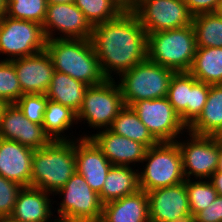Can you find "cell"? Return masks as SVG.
<instances>
[{"label":"cell","instance_id":"48","mask_svg":"<svg viewBox=\"0 0 222 222\" xmlns=\"http://www.w3.org/2000/svg\"><path fill=\"white\" fill-rule=\"evenodd\" d=\"M215 137L222 143V129Z\"/></svg>","mask_w":222,"mask_h":222},{"label":"cell","instance_id":"27","mask_svg":"<svg viewBox=\"0 0 222 222\" xmlns=\"http://www.w3.org/2000/svg\"><path fill=\"white\" fill-rule=\"evenodd\" d=\"M117 135L134 140L147 148L157 145L159 142L152 136L147 127L140 121L137 113L130 106H124L113 120L109 128Z\"/></svg>","mask_w":222,"mask_h":222},{"label":"cell","instance_id":"30","mask_svg":"<svg viewBox=\"0 0 222 222\" xmlns=\"http://www.w3.org/2000/svg\"><path fill=\"white\" fill-rule=\"evenodd\" d=\"M74 4L93 27L115 19L124 11L114 0H74Z\"/></svg>","mask_w":222,"mask_h":222},{"label":"cell","instance_id":"32","mask_svg":"<svg viewBox=\"0 0 222 222\" xmlns=\"http://www.w3.org/2000/svg\"><path fill=\"white\" fill-rule=\"evenodd\" d=\"M190 211L196 215L206 209L218 196L217 191L208 179H186Z\"/></svg>","mask_w":222,"mask_h":222},{"label":"cell","instance_id":"13","mask_svg":"<svg viewBox=\"0 0 222 222\" xmlns=\"http://www.w3.org/2000/svg\"><path fill=\"white\" fill-rule=\"evenodd\" d=\"M42 27L47 40L91 39L93 33V26L74 3H48Z\"/></svg>","mask_w":222,"mask_h":222},{"label":"cell","instance_id":"40","mask_svg":"<svg viewBox=\"0 0 222 222\" xmlns=\"http://www.w3.org/2000/svg\"><path fill=\"white\" fill-rule=\"evenodd\" d=\"M123 10H133L138 0H114Z\"/></svg>","mask_w":222,"mask_h":222},{"label":"cell","instance_id":"21","mask_svg":"<svg viewBox=\"0 0 222 222\" xmlns=\"http://www.w3.org/2000/svg\"><path fill=\"white\" fill-rule=\"evenodd\" d=\"M100 222H150L147 192H137L103 204Z\"/></svg>","mask_w":222,"mask_h":222},{"label":"cell","instance_id":"42","mask_svg":"<svg viewBox=\"0 0 222 222\" xmlns=\"http://www.w3.org/2000/svg\"><path fill=\"white\" fill-rule=\"evenodd\" d=\"M217 171L222 172V143L220 142V152H219V161Z\"/></svg>","mask_w":222,"mask_h":222},{"label":"cell","instance_id":"9","mask_svg":"<svg viewBox=\"0 0 222 222\" xmlns=\"http://www.w3.org/2000/svg\"><path fill=\"white\" fill-rule=\"evenodd\" d=\"M46 42L41 24L13 19L5 14L0 17V54H5V57L7 55L4 61L42 52L46 48Z\"/></svg>","mask_w":222,"mask_h":222},{"label":"cell","instance_id":"47","mask_svg":"<svg viewBox=\"0 0 222 222\" xmlns=\"http://www.w3.org/2000/svg\"><path fill=\"white\" fill-rule=\"evenodd\" d=\"M216 13L222 19V3L218 6Z\"/></svg>","mask_w":222,"mask_h":222},{"label":"cell","instance_id":"37","mask_svg":"<svg viewBox=\"0 0 222 222\" xmlns=\"http://www.w3.org/2000/svg\"><path fill=\"white\" fill-rule=\"evenodd\" d=\"M196 222H222V196L216 199L204 210L195 215Z\"/></svg>","mask_w":222,"mask_h":222},{"label":"cell","instance_id":"5","mask_svg":"<svg viewBox=\"0 0 222 222\" xmlns=\"http://www.w3.org/2000/svg\"><path fill=\"white\" fill-rule=\"evenodd\" d=\"M141 165L143 167L138 171L139 187L145 192L186 180L181 152L176 142H159L147 148Z\"/></svg>","mask_w":222,"mask_h":222},{"label":"cell","instance_id":"38","mask_svg":"<svg viewBox=\"0 0 222 222\" xmlns=\"http://www.w3.org/2000/svg\"><path fill=\"white\" fill-rule=\"evenodd\" d=\"M193 16L203 13H214L222 0H184Z\"/></svg>","mask_w":222,"mask_h":222},{"label":"cell","instance_id":"4","mask_svg":"<svg viewBox=\"0 0 222 222\" xmlns=\"http://www.w3.org/2000/svg\"><path fill=\"white\" fill-rule=\"evenodd\" d=\"M195 32L192 24L148 34L147 58L175 72H188L196 52Z\"/></svg>","mask_w":222,"mask_h":222},{"label":"cell","instance_id":"26","mask_svg":"<svg viewBox=\"0 0 222 222\" xmlns=\"http://www.w3.org/2000/svg\"><path fill=\"white\" fill-rule=\"evenodd\" d=\"M74 124L78 125L77 113L71 108L48 99L43 116V129L51 141L76 140L67 134ZM63 134V135H62ZM70 137V138H69ZM72 138V139H71Z\"/></svg>","mask_w":222,"mask_h":222},{"label":"cell","instance_id":"8","mask_svg":"<svg viewBox=\"0 0 222 222\" xmlns=\"http://www.w3.org/2000/svg\"><path fill=\"white\" fill-rule=\"evenodd\" d=\"M118 78L106 79L103 83L89 86L84 94L80 110L77 113V122L88 123L90 128L109 129L119 111L125 106ZM87 121V122H85Z\"/></svg>","mask_w":222,"mask_h":222},{"label":"cell","instance_id":"44","mask_svg":"<svg viewBox=\"0 0 222 222\" xmlns=\"http://www.w3.org/2000/svg\"><path fill=\"white\" fill-rule=\"evenodd\" d=\"M6 11V0H0V17L5 14Z\"/></svg>","mask_w":222,"mask_h":222},{"label":"cell","instance_id":"34","mask_svg":"<svg viewBox=\"0 0 222 222\" xmlns=\"http://www.w3.org/2000/svg\"><path fill=\"white\" fill-rule=\"evenodd\" d=\"M47 101L46 94H23L15 104L29 121L43 125Z\"/></svg>","mask_w":222,"mask_h":222},{"label":"cell","instance_id":"23","mask_svg":"<svg viewBox=\"0 0 222 222\" xmlns=\"http://www.w3.org/2000/svg\"><path fill=\"white\" fill-rule=\"evenodd\" d=\"M222 129V84L210 85L207 101L188 132L200 136H216Z\"/></svg>","mask_w":222,"mask_h":222},{"label":"cell","instance_id":"15","mask_svg":"<svg viewBox=\"0 0 222 222\" xmlns=\"http://www.w3.org/2000/svg\"><path fill=\"white\" fill-rule=\"evenodd\" d=\"M81 138H90L102 151L112 165L130 166L136 168V163H142L147 147L129 138L117 135L110 129H103L93 134L83 133ZM132 163V164H131Z\"/></svg>","mask_w":222,"mask_h":222},{"label":"cell","instance_id":"20","mask_svg":"<svg viewBox=\"0 0 222 222\" xmlns=\"http://www.w3.org/2000/svg\"><path fill=\"white\" fill-rule=\"evenodd\" d=\"M52 194L34 187H23L19 192L11 217L17 222H58L53 219L55 201Z\"/></svg>","mask_w":222,"mask_h":222},{"label":"cell","instance_id":"43","mask_svg":"<svg viewBox=\"0 0 222 222\" xmlns=\"http://www.w3.org/2000/svg\"><path fill=\"white\" fill-rule=\"evenodd\" d=\"M47 3H52V4L74 3V0H47Z\"/></svg>","mask_w":222,"mask_h":222},{"label":"cell","instance_id":"14","mask_svg":"<svg viewBox=\"0 0 222 222\" xmlns=\"http://www.w3.org/2000/svg\"><path fill=\"white\" fill-rule=\"evenodd\" d=\"M0 138L19 142L34 150L51 142L43 126L29 121L16 104L4 107L0 120Z\"/></svg>","mask_w":222,"mask_h":222},{"label":"cell","instance_id":"35","mask_svg":"<svg viewBox=\"0 0 222 222\" xmlns=\"http://www.w3.org/2000/svg\"><path fill=\"white\" fill-rule=\"evenodd\" d=\"M23 186L0 175V217L11 216Z\"/></svg>","mask_w":222,"mask_h":222},{"label":"cell","instance_id":"6","mask_svg":"<svg viewBox=\"0 0 222 222\" xmlns=\"http://www.w3.org/2000/svg\"><path fill=\"white\" fill-rule=\"evenodd\" d=\"M174 73L148 58L124 72L117 80L124 105L131 107L140 100L167 97Z\"/></svg>","mask_w":222,"mask_h":222},{"label":"cell","instance_id":"17","mask_svg":"<svg viewBox=\"0 0 222 222\" xmlns=\"http://www.w3.org/2000/svg\"><path fill=\"white\" fill-rule=\"evenodd\" d=\"M150 222H170L191 212L185 181L147 192Z\"/></svg>","mask_w":222,"mask_h":222},{"label":"cell","instance_id":"39","mask_svg":"<svg viewBox=\"0 0 222 222\" xmlns=\"http://www.w3.org/2000/svg\"><path fill=\"white\" fill-rule=\"evenodd\" d=\"M219 196H222V172L216 171L209 179H208Z\"/></svg>","mask_w":222,"mask_h":222},{"label":"cell","instance_id":"10","mask_svg":"<svg viewBox=\"0 0 222 222\" xmlns=\"http://www.w3.org/2000/svg\"><path fill=\"white\" fill-rule=\"evenodd\" d=\"M186 133L188 139L183 141V137L181 140L179 137L175 141L181 152L184 176L186 179H209L217 171L220 141L215 136Z\"/></svg>","mask_w":222,"mask_h":222},{"label":"cell","instance_id":"16","mask_svg":"<svg viewBox=\"0 0 222 222\" xmlns=\"http://www.w3.org/2000/svg\"><path fill=\"white\" fill-rule=\"evenodd\" d=\"M23 94H46L55 72L46 50L11 60Z\"/></svg>","mask_w":222,"mask_h":222},{"label":"cell","instance_id":"36","mask_svg":"<svg viewBox=\"0 0 222 222\" xmlns=\"http://www.w3.org/2000/svg\"><path fill=\"white\" fill-rule=\"evenodd\" d=\"M210 85L196 81L190 87V104H188V127L198 118L207 101Z\"/></svg>","mask_w":222,"mask_h":222},{"label":"cell","instance_id":"11","mask_svg":"<svg viewBox=\"0 0 222 222\" xmlns=\"http://www.w3.org/2000/svg\"><path fill=\"white\" fill-rule=\"evenodd\" d=\"M131 107L158 142H175L188 131L167 97L140 100Z\"/></svg>","mask_w":222,"mask_h":222},{"label":"cell","instance_id":"7","mask_svg":"<svg viewBox=\"0 0 222 222\" xmlns=\"http://www.w3.org/2000/svg\"><path fill=\"white\" fill-rule=\"evenodd\" d=\"M59 194V195H58ZM54 195L63 196L58 202V222H100L102 218L103 204L99 195L91 189L86 180L78 172H75L63 188ZM56 216V217H55Z\"/></svg>","mask_w":222,"mask_h":222},{"label":"cell","instance_id":"46","mask_svg":"<svg viewBox=\"0 0 222 222\" xmlns=\"http://www.w3.org/2000/svg\"><path fill=\"white\" fill-rule=\"evenodd\" d=\"M6 105H7V104H6L3 100L0 99V120H1V114H2V112H3V110H4V107H5Z\"/></svg>","mask_w":222,"mask_h":222},{"label":"cell","instance_id":"45","mask_svg":"<svg viewBox=\"0 0 222 222\" xmlns=\"http://www.w3.org/2000/svg\"><path fill=\"white\" fill-rule=\"evenodd\" d=\"M0 222H17L11 216L0 217Z\"/></svg>","mask_w":222,"mask_h":222},{"label":"cell","instance_id":"28","mask_svg":"<svg viewBox=\"0 0 222 222\" xmlns=\"http://www.w3.org/2000/svg\"><path fill=\"white\" fill-rule=\"evenodd\" d=\"M196 81L197 79L189 72H175L169 83L167 98L187 128L190 87Z\"/></svg>","mask_w":222,"mask_h":222},{"label":"cell","instance_id":"29","mask_svg":"<svg viewBox=\"0 0 222 222\" xmlns=\"http://www.w3.org/2000/svg\"><path fill=\"white\" fill-rule=\"evenodd\" d=\"M197 47H222V19L214 13L193 16Z\"/></svg>","mask_w":222,"mask_h":222},{"label":"cell","instance_id":"3","mask_svg":"<svg viewBox=\"0 0 222 222\" xmlns=\"http://www.w3.org/2000/svg\"><path fill=\"white\" fill-rule=\"evenodd\" d=\"M76 172L75 140L51 141L32 158L31 187L54 194Z\"/></svg>","mask_w":222,"mask_h":222},{"label":"cell","instance_id":"25","mask_svg":"<svg viewBox=\"0 0 222 222\" xmlns=\"http://www.w3.org/2000/svg\"><path fill=\"white\" fill-rule=\"evenodd\" d=\"M188 72L199 82L222 84V47H197Z\"/></svg>","mask_w":222,"mask_h":222},{"label":"cell","instance_id":"33","mask_svg":"<svg viewBox=\"0 0 222 222\" xmlns=\"http://www.w3.org/2000/svg\"><path fill=\"white\" fill-rule=\"evenodd\" d=\"M22 95L14 64L0 60V99L6 104H15Z\"/></svg>","mask_w":222,"mask_h":222},{"label":"cell","instance_id":"2","mask_svg":"<svg viewBox=\"0 0 222 222\" xmlns=\"http://www.w3.org/2000/svg\"><path fill=\"white\" fill-rule=\"evenodd\" d=\"M55 71L65 73L87 86L103 83L104 77L91 39H50L46 42Z\"/></svg>","mask_w":222,"mask_h":222},{"label":"cell","instance_id":"18","mask_svg":"<svg viewBox=\"0 0 222 222\" xmlns=\"http://www.w3.org/2000/svg\"><path fill=\"white\" fill-rule=\"evenodd\" d=\"M75 161L76 172L99 194L112 164L90 138L81 137L75 140Z\"/></svg>","mask_w":222,"mask_h":222},{"label":"cell","instance_id":"19","mask_svg":"<svg viewBox=\"0 0 222 222\" xmlns=\"http://www.w3.org/2000/svg\"><path fill=\"white\" fill-rule=\"evenodd\" d=\"M34 151L19 142L0 138V175L23 187H31Z\"/></svg>","mask_w":222,"mask_h":222},{"label":"cell","instance_id":"31","mask_svg":"<svg viewBox=\"0 0 222 222\" xmlns=\"http://www.w3.org/2000/svg\"><path fill=\"white\" fill-rule=\"evenodd\" d=\"M47 4V0H6L5 15L42 25L46 17Z\"/></svg>","mask_w":222,"mask_h":222},{"label":"cell","instance_id":"41","mask_svg":"<svg viewBox=\"0 0 222 222\" xmlns=\"http://www.w3.org/2000/svg\"><path fill=\"white\" fill-rule=\"evenodd\" d=\"M170 222H196L195 215L192 212L180 215L175 220Z\"/></svg>","mask_w":222,"mask_h":222},{"label":"cell","instance_id":"22","mask_svg":"<svg viewBox=\"0 0 222 222\" xmlns=\"http://www.w3.org/2000/svg\"><path fill=\"white\" fill-rule=\"evenodd\" d=\"M138 171V168L131 166L112 165L98 194L101 203L105 204L140 190Z\"/></svg>","mask_w":222,"mask_h":222},{"label":"cell","instance_id":"1","mask_svg":"<svg viewBox=\"0 0 222 222\" xmlns=\"http://www.w3.org/2000/svg\"><path fill=\"white\" fill-rule=\"evenodd\" d=\"M91 41L106 79L113 80L147 59L148 34L132 10L94 26Z\"/></svg>","mask_w":222,"mask_h":222},{"label":"cell","instance_id":"24","mask_svg":"<svg viewBox=\"0 0 222 222\" xmlns=\"http://www.w3.org/2000/svg\"><path fill=\"white\" fill-rule=\"evenodd\" d=\"M88 87L65 73L55 71L46 96L49 100L67 106L78 113Z\"/></svg>","mask_w":222,"mask_h":222},{"label":"cell","instance_id":"12","mask_svg":"<svg viewBox=\"0 0 222 222\" xmlns=\"http://www.w3.org/2000/svg\"><path fill=\"white\" fill-rule=\"evenodd\" d=\"M132 11L147 34L183 28L193 20L184 0H138Z\"/></svg>","mask_w":222,"mask_h":222}]
</instances>
